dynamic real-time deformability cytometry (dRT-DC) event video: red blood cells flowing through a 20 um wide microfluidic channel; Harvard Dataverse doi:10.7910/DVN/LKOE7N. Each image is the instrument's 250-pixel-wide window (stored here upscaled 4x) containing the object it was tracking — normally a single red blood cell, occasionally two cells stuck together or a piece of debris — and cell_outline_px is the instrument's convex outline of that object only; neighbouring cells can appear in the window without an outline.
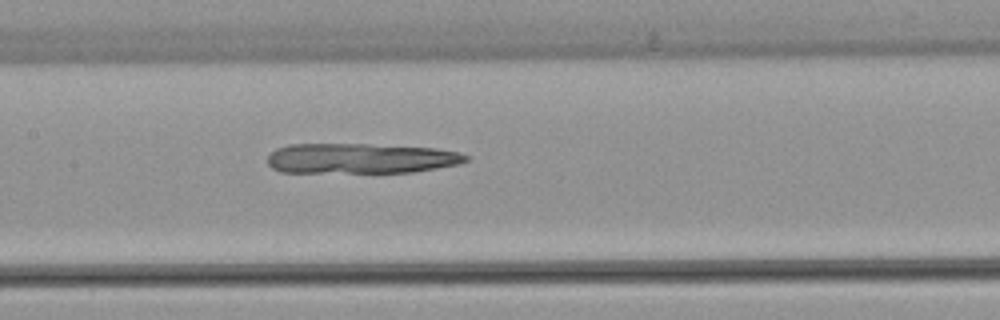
{"species": "common noctule bat (a hibernating species)", "species_latin": "Nyctalus noctula", "temperature_condition": "warm", "stored_images_in_passage": 52, "camera_frame_rate_fps": 3000, "um_per_image_px": 0.085, "animal": {"sex": "female", "body_mass_g": 22.7, "forearm_length_mm": 54.2}, "frame": {"image": 1, "passage_image": 25, "time_ms": 8.0, "image_size_px": [1000, 320], "cell_outline_px": [[468, 160], [460, 164], [412, 172], [280, 172], [272, 168], [268, 164], [268, 156], [276, 148], [288, 144], [368, 144], [436, 148], [460, 152], [468, 156]], "centroid_in_image_um": [30.65, 13.46], "position_along_channel_um": 176.7, "area_um2": 34.97}}
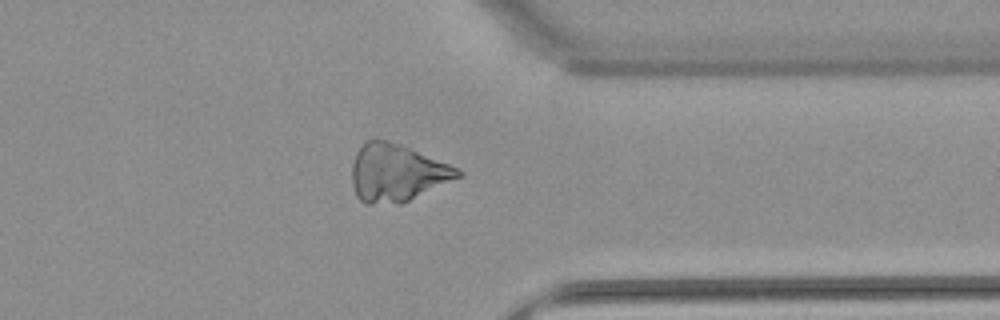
{"frame": {"image": 2, "passage_image": 41, "time_ms": 13.333, "image_size_px": [1000, 320], "cell_outline_px": [[464, 172], [460, 176], [400, 204], [364, 204], [356, 196], [352, 184], [352, 164], [356, 152], [368, 140], [376, 136], [400, 144], [448, 164]], "centroid_in_image_um": [33.66, 14.68], "position_along_channel_um": 377.7, "area_um2": 35.2}}